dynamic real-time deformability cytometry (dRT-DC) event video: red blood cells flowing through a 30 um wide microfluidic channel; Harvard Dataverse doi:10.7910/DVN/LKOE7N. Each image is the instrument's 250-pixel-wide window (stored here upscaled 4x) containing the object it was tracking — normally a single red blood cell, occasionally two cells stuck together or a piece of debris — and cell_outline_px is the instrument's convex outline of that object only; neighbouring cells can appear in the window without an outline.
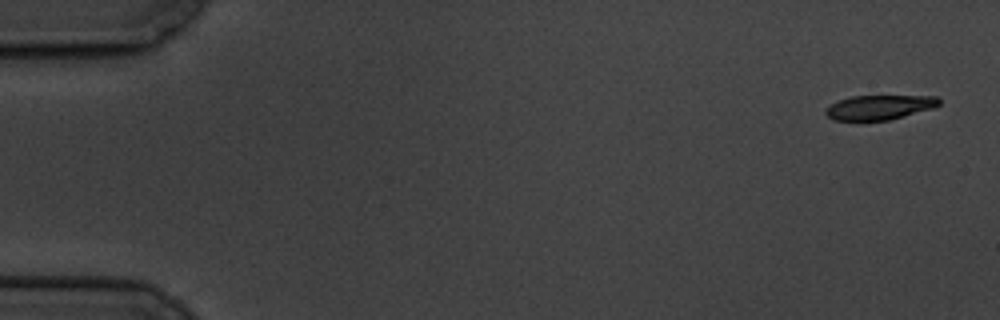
{"species": "common noctule bat (a hibernating species)", "species_latin": "Nyctalus noctula", "temperature_condition": "cold", "stored_images_in_passage": 12, "camera_frame_rate_fps": 3000, "um_per_image_px": 0.085, "animal": {"sex": "male", "body_mass_g": 19.5, "forearm_length_mm": 54.6}, "frame": {"image": 1, "passage_image": 1, "time_ms": 0.0, "image_size_px": [1000, 320], "cell_outline_px": [[940, 104], [932, 108], [888, 120], [836, 120], [828, 116], [824, 112], [832, 104], [840, 100], [852, 96], [936, 96], [940, 100]], "centroid_in_image_um": [74.76, 9.11], "position_along_channel_um": 10.2, "area_um2": 15.84}}
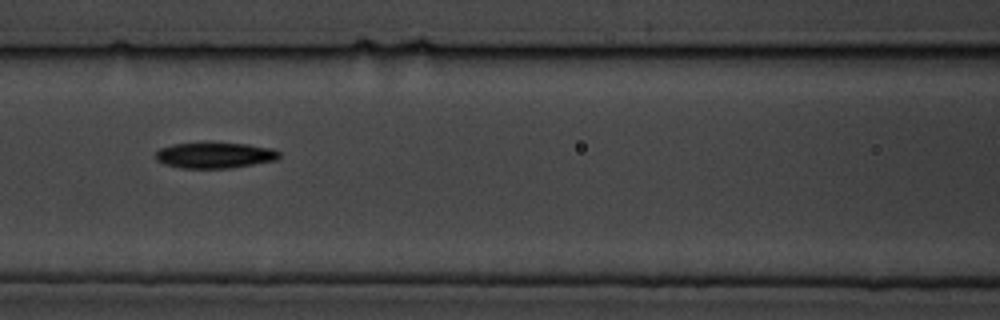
{"frame": {"image": 2, "passage_image": 7, "time_ms": 8.0, "image_size_px": [1000, 320], "cell_outline_px": [[280, 156], [276, 160], [228, 168], [180, 168], [164, 164], [156, 160], [156, 152], [160, 148], [176, 144], [208, 140], [248, 144], [272, 148], [280, 152]], "centroid_in_image_um": [18.24, 13.16], "position_along_channel_um": 148.4, "area_um2": 19.19}}
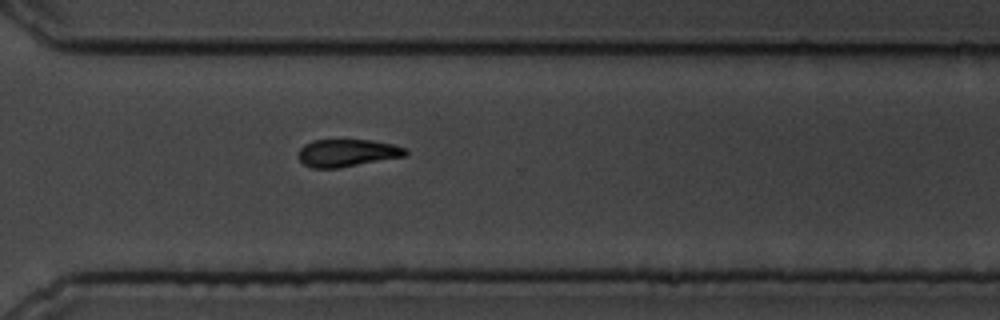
{"frame": {"image": 3, "passage_image": 12, "time_ms": 13.667, "image_size_px": [1000, 320], "cell_outline_px": [[408, 156], [340, 168], [312, 168], [304, 164], [296, 156], [300, 148], [304, 144], [312, 140], [368, 140], [392, 144], [408, 148]], "centroid_in_image_um": [29.53, 13.01], "position_along_channel_um": 341.1, "area_um2": 17.46}}